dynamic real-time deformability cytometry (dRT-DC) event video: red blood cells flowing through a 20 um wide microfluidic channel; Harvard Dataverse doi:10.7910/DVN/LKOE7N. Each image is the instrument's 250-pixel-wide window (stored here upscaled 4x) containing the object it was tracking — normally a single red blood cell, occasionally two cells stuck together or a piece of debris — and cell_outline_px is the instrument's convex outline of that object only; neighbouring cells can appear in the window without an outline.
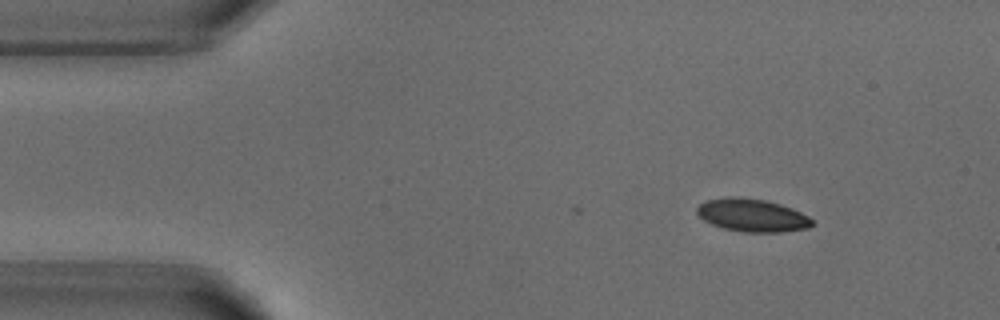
{"species": "common noctule bat (a hibernating species)", "species_latin": "Nyctalus noctula", "temperature_condition": "warm", "stored_images_in_passage": 3, "camera_frame_rate_fps": 3000, "um_per_image_px": 0.085, "animal": {"sex": "male", "body_mass_g": 18.8}, "frame": {"image": 1, "passage_image": 1, "time_ms": 0.0, "image_size_px": [1000, 320], "cell_outline_px": [[816, 224], [808, 228], [780, 232], [744, 232], [724, 228], [712, 224], [704, 220], [696, 212], [696, 208], [700, 204], [708, 200], [724, 196], [740, 196], [764, 200], [780, 204], [792, 208], [808, 216]], "centroid_in_image_um": [63.94, 18.29], "position_along_channel_um": 21.1, "area_um2": 22.14}}